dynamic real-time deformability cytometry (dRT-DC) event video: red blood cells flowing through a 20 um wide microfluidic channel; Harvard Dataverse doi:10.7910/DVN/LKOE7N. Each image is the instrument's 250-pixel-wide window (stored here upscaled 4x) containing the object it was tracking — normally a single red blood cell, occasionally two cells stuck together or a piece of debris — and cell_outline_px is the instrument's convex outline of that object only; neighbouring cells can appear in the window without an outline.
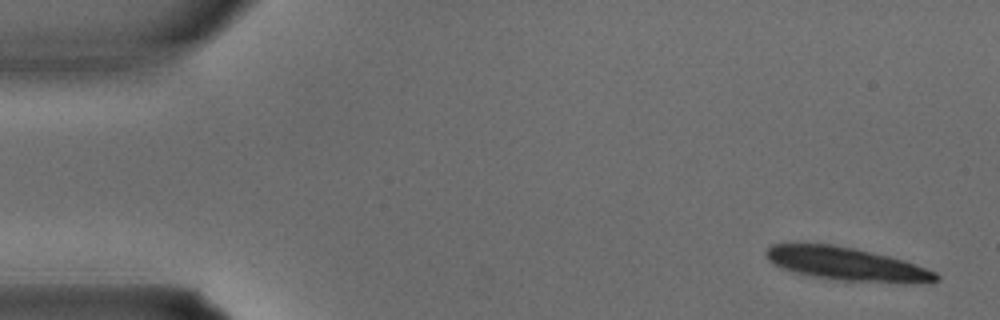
{"species": "common noctule bat (a hibernating species)", "species_latin": "Nyctalus noctula", "temperature_condition": "warm", "stored_images_in_passage": 4, "segment_of_instrument_passage": [2, 2], "camera_frame_rate_fps": 3000, "um_per_image_px": 0.085, "animal": {"sex": "male", "body_mass_g": 15.6}, "frame": {"image": 1, "passage_image": 4, "time_ms": 1.0, "image_size_px": [1000, 320], "cell_outline_px": [[940, 280], [904, 284], [840, 280], [812, 276], [796, 272], [784, 268], [776, 264], [764, 252], [772, 244], [832, 244], [856, 248], [904, 260], [916, 264], [936, 272], [940, 276]], "centroid_in_image_um": [72.06, 22.45], "position_along_channel_um": 12.9, "area_um2": 32.6}}